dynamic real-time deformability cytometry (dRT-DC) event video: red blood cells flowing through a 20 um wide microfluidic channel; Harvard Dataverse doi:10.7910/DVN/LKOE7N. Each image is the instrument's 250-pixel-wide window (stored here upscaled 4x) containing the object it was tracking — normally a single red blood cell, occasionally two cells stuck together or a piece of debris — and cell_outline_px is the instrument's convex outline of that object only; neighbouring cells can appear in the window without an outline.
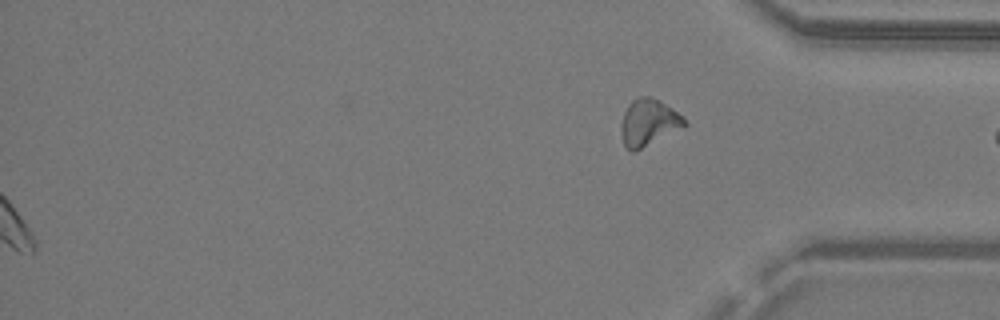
{"species": "common noctule bat (a hibernating species)", "species_latin": "Nyctalus noctula", "temperature_condition": "warm", "stored_images_in_passage": 35, "segment_of_instrument_passage": [2, 2], "camera_frame_rate_fps": 3000, "um_per_image_px": 0.085, "animal": {"sex": "male", "body_mass_g": 19.2, "forearm_length_mm": 51.8}, "frame": {"image": 1, "passage_image": 35, "time_ms": 11.333, "image_size_px": [1000, 320], "cell_outline_px": [[688, 124], [684, 128], [632, 152], [624, 144], [620, 132], [624, 112], [628, 104], [632, 100], [640, 96], [648, 96], [660, 100], [672, 108]], "centroid_in_image_um": [55.12, 10.4], "position_along_channel_um": 380.1, "area_um2": 17.05}}